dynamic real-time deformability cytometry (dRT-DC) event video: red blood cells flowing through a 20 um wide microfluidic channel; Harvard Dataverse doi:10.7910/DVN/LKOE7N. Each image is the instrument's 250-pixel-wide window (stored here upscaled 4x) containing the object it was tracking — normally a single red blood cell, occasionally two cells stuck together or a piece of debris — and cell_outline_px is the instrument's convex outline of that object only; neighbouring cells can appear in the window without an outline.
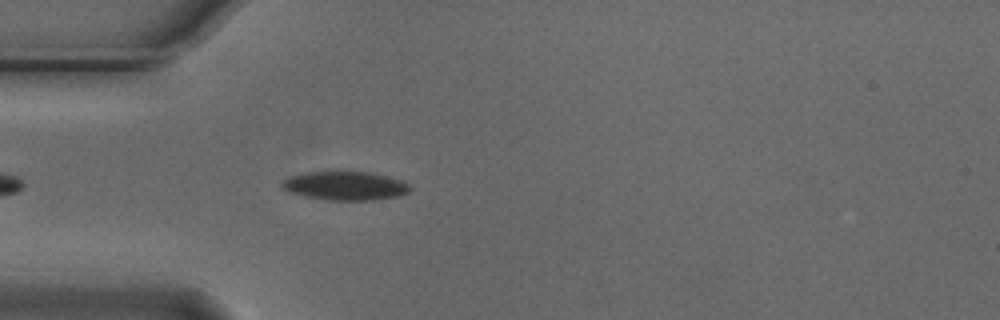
{"species": "Egyptian fruit bat (a non-hibernating species)", "species_latin": "Rousettus aegyptiacus", "temperature_condition": "cold", "stored_images_in_passage": 44, "camera_frame_rate_fps": 3000, "um_per_image_px": 0.085, "animal": {"sex": "male"}, "frame": {"image": 1, "passage_image": 5, "time_ms": 1.333, "image_size_px": [1000, 320], "cell_outline_px": [[412, 188], [408, 192], [400, 196], [372, 200], [328, 200], [304, 196], [288, 192], [280, 188], [280, 180], [288, 176], [308, 172], [336, 168], [372, 172], [404, 180]], "centroid_in_image_um": [29.29, 15.74], "position_along_channel_um": 55.7, "area_um2": 22.72}}
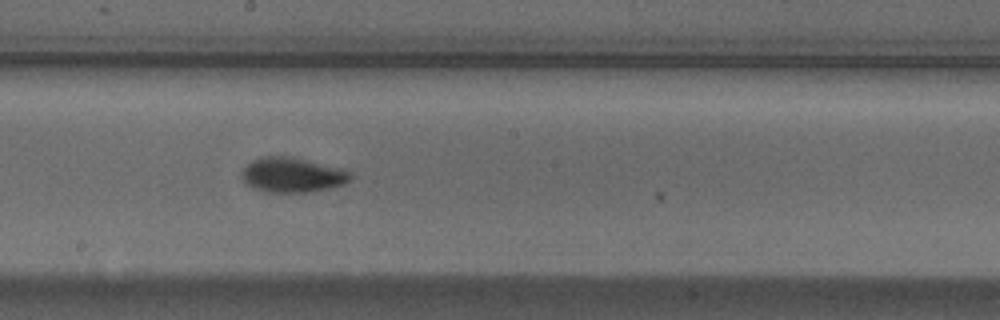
{"frame": {"image": 2, "passage_image": 19, "time_ms": 6.0, "image_size_px": [1000, 320], "cell_outline_px": [[352, 176], [344, 184], [328, 188], [308, 192], [264, 192], [252, 188], [240, 176], [240, 172], [252, 160], [260, 156], [292, 156], [340, 168], [352, 172]], "centroid_in_image_um": [24.81, 14.86], "position_along_channel_um": 223.4, "area_um2": 22.14}}
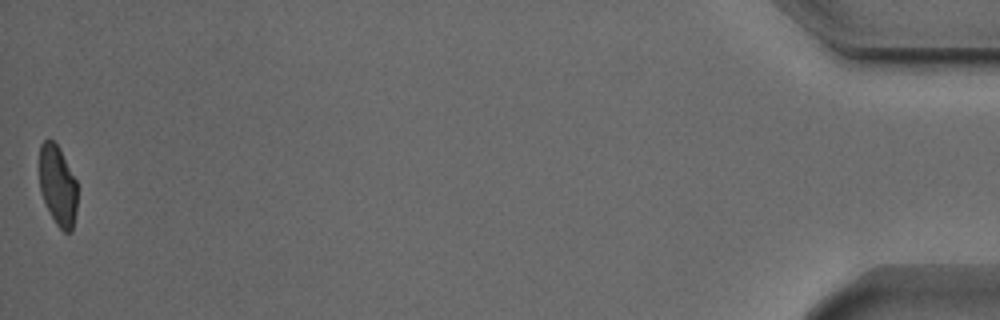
{"frame": {"image": 3, "passage_image": 44, "time_ms": 14.333, "image_size_px": [1000, 320], "cell_outline_px": [[76, 212], [72, 232], [64, 232], [56, 224], [40, 192], [40, 144], [44, 140], [52, 140], [60, 148], [76, 180]], "centroid_in_image_um": [4.91, 15.77], "position_along_channel_um": 430.3, "area_um2": 17.57}, "authors_computed_cell_mechanics": {"area_um2": 20.5768, "velocity_mm_per_s": 3.705, "shape_relaxation_time_tau1_ms": 4.4366, "shape_relaxation_time_tau2_ms": 1.6952, "deformation_change_tau1": 0.145, "deformation_change_tau2": 0.056}}